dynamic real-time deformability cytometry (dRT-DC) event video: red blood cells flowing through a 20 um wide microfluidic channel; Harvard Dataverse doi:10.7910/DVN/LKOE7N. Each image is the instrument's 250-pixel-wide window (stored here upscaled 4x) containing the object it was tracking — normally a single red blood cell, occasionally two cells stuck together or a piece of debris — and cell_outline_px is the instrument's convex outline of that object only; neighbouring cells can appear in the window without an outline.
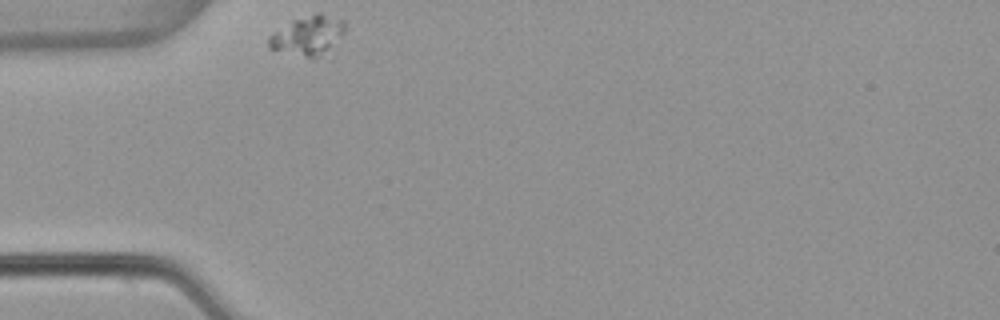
{"species": "common noctule bat (a hibernating species)", "species_latin": "Nyctalus noctula", "temperature_condition": "warm", "stored_images_in_passage": 35, "camera_frame_rate_fps": 3000, "um_per_image_px": 0.085, "animal": {"sex": "female", "body_mass_g": 22.7, "forearm_length_mm": 54.2}, "frame": {"image": 1, "passage_image": 1, "time_ms": 0.0, "image_size_px": [1000, 320], "cell_outline_px": [[344, 32], [320, 56], [312, 60], [268, 48], [268, 36], [272, 32], [292, 20], [316, 12], [320, 12], [344, 20]], "centroid_in_image_um": [26.11, 3.01], "position_along_channel_um": 58.9, "area_um2": 17.51}}
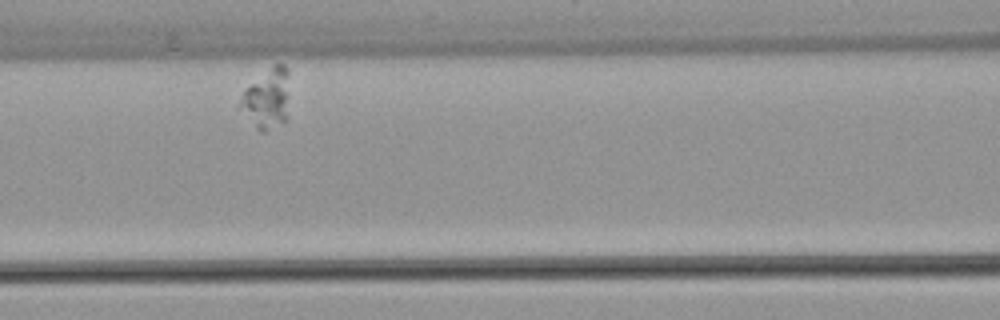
{"frame": {"image": 2, "passage_image": 10, "time_ms": 3.0, "image_size_px": [1000, 320], "cell_outline_px": [[288, 72], [284, 120], [264, 132], [260, 132], [236, 108], [244, 92], [272, 64], [280, 60], [288, 68]], "centroid_in_image_um": [22.63, 8.35], "position_along_channel_um": 144.0, "area_um2": 16.76}}
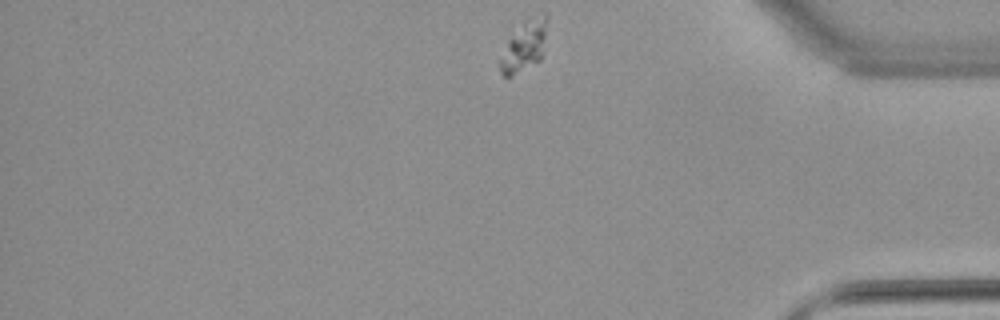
{"frame": {"image": 3, "passage_image": 35, "time_ms": 11.333, "image_size_px": [1000, 320], "cell_outline_px": [[548, 16], [544, 52], [540, 60], [512, 76], [504, 76], [500, 72], [496, 64], [508, 40], [524, 20], [528, 16], [544, 12], [548, 12]], "centroid_in_image_um": [44.58, 3.87], "position_along_channel_um": 390.6, "area_um2": 14.39}}